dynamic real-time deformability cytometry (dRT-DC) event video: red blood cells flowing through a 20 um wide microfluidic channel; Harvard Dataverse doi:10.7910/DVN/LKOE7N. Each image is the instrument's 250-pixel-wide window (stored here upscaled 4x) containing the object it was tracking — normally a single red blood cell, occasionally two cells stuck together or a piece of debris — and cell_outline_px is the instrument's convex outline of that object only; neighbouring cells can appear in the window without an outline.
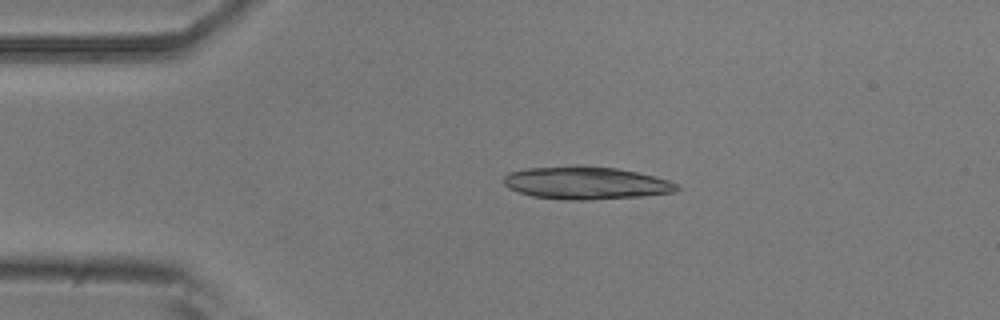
{"species": "common noctule bat (a hibernating species)", "species_latin": "Nyctalus noctula", "temperature_condition": "room temperature", "stored_images_in_passage": 50, "camera_frame_rate_fps": 3000, "um_per_image_px": 0.085, "animal": {"sex": "male", "body_mass_g": 20.5, "forearm_length_mm": 52.5}, "frame": {"image": 1, "passage_image": 10, "time_ms": 3.0, "image_size_px": [1000, 320], "cell_outline_px": [[680, 188], [672, 192], [640, 196], [584, 200], [568, 200], [532, 196], [508, 188], [504, 184], [504, 176], [508, 172], [524, 168], [576, 164], [580, 164], [616, 168], [636, 172], [668, 180], [676, 184]], "centroid_in_image_um": [49.73, 15.52], "position_along_channel_um": 35.3, "area_um2": 33.12}}